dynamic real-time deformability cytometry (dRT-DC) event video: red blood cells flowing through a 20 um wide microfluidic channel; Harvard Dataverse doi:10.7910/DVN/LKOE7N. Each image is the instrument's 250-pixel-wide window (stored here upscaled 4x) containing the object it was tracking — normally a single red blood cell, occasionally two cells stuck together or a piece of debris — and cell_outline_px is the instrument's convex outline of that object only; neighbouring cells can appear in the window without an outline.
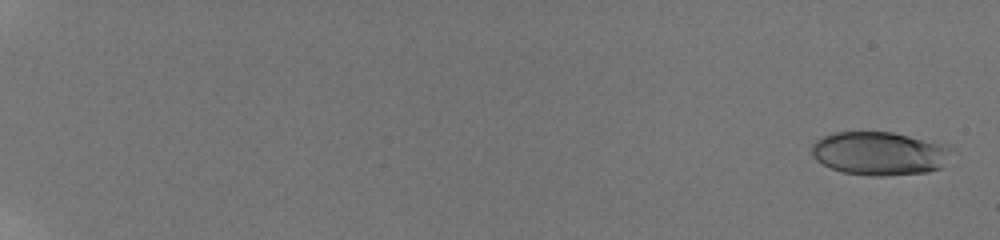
{"species": "human", "species_latin": "Homo sapiens", "temperature_condition": "room temperature", "stored_images_in_passage": 116, "camera_frame_rate_fps": 3000, "um_per_image_px": 0.085, "donor": {"sex": "male"}, "frame": {"image": 1, "passage_image": 4, "time_ms": 0.667, "image_size_px": [1000, 240], "cell_outline_px": [[952, 148], [940, 168], [928, 172], [884, 176], [872, 176], [844, 172], [832, 168], [816, 160], [812, 156], [812, 144], [816, 140], [832, 132], [892, 132], [908, 136]], "centroid_in_image_um": [74.68, 13.05], "position_along_channel_um": 10.3, "area_um2": 34.8}}
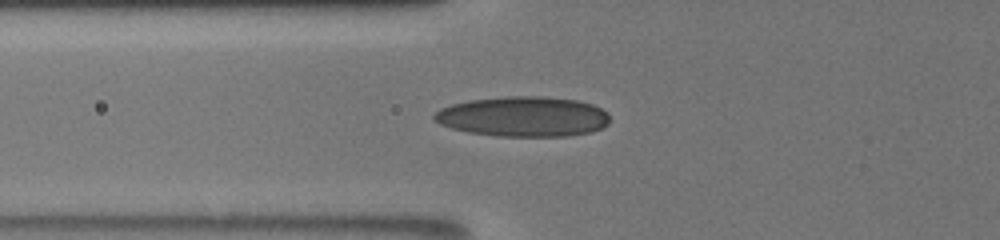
{"frame": {"image": 2, "passage_image": 38, "time_ms": 8.667, "image_size_px": [1000, 240], "cell_outline_px": [[608, 124], [592, 132], [568, 136], [496, 136], [468, 132], [452, 128], [440, 124], [432, 120], [432, 116], [440, 108], [452, 104], [468, 100], [508, 96], [540, 96], [576, 100], [592, 104], [608, 112]], "centroid_in_image_um": [44.45, 9.91], "position_along_channel_um": 81.3, "area_um2": 41.15}}
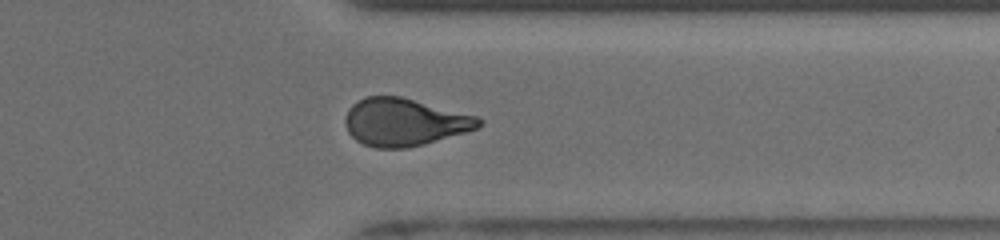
{"frame": {"image": 3, "passage_image": 89, "time_ms": 16.333, "image_size_px": [1000, 240], "cell_outline_px": [[484, 124], [480, 128], [424, 144], [408, 148], [376, 148], [364, 144], [356, 140], [348, 132], [344, 124], [344, 116], [348, 108], [352, 104], [364, 96], [400, 96], [476, 116], [484, 120]], "centroid_in_image_um": [34.36, 10.38], "position_along_channel_um": 377.0, "area_um2": 37.22}, "authors_computed_cell_mechanics": {"area_um2": 36.6452, "velocity_mm_per_s": 3.8715, "shape_relaxation_time_tau1_ms": 8.6658, "shape_relaxation_time_tau2_ms": 1.6806, "deformation_change_tau1": 0.2008, "deformation_change_tau2": 0.0914}}